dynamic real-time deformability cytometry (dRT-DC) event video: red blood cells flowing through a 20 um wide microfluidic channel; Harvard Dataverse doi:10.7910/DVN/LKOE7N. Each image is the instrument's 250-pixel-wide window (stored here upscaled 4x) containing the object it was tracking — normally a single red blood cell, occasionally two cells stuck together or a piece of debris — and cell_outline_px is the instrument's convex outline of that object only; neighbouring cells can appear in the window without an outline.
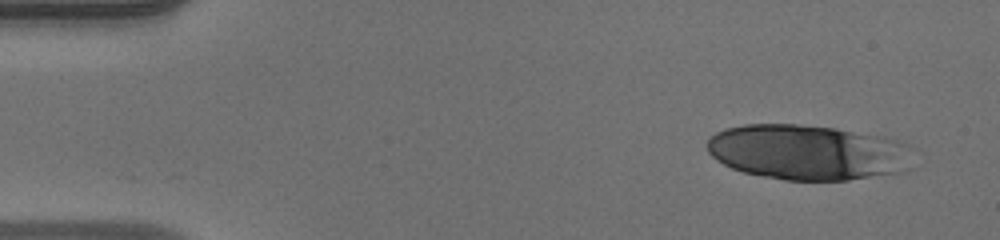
{"species": "human", "species_latin": "Homo sapiens", "temperature_condition": "warm", "stored_images_in_passage": 27, "camera_frame_rate_fps": 3000, "um_per_image_px": 0.085, "donor": {"sex": "male"}, "frame": {"image": 1, "passage_image": 3, "time_ms": 0.667, "image_size_px": [1000, 240], "cell_outline_px": [[912, 148], [900, 172], [848, 180], [784, 180], [744, 172], [732, 168], [716, 160], [708, 152], [708, 140], [716, 132], [724, 128], [744, 124], [796, 124], [836, 128], [884, 136], [908, 144]], "centroid_in_image_um": [68.6, 12.92], "position_along_channel_um": 16.4, "area_um2": 65.95}}
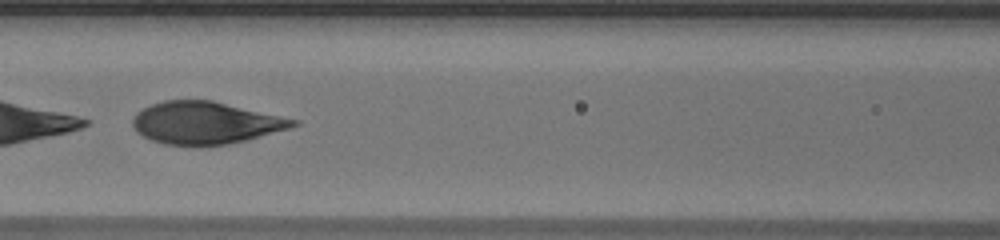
{"frame": {"image": 2, "passage_image": 21, "time_ms": 6.667, "image_size_px": [1000, 240], "cell_outline_px": [[300, 124], [288, 128], [244, 140], [228, 144], [200, 148], [196, 148], [164, 144], [152, 140], [136, 132], [132, 124], [132, 120], [136, 112], [152, 104], [164, 100], [212, 100], [300, 120]], "centroid_in_image_um": [17.44, 10.46], "position_along_channel_um": 149.2, "area_um2": 39.94}}